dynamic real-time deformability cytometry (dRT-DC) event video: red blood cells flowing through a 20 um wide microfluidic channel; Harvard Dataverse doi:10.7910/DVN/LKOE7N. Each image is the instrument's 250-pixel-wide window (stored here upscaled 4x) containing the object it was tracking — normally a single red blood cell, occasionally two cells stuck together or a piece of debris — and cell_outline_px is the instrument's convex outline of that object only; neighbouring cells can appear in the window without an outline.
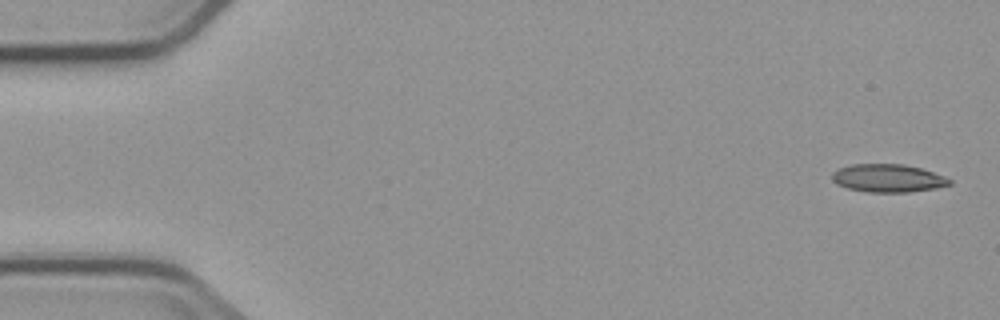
{"species": "common noctule bat (a hibernating species)", "species_latin": "Nyctalus noctula", "temperature_condition": "cold", "stored_images_in_passage": 4, "camera_frame_rate_fps": 3000, "um_per_image_px": 0.085, "animal": {"sex": "male", "body_mass_g": 23.1, "forearm_length_mm": 52.7}, "frame": {"image": 1, "passage_image": 1, "time_ms": 0.0, "image_size_px": [1000, 320], "cell_outline_px": [[952, 184], [936, 188], [908, 192], [868, 192], [848, 188], [836, 184], [832, 180], [832, 172], [840, 168], [852, 164], [904, 164], [920, 168], [944, 176], [952, 180]], "centroid_in_image_um": [75.47, 15.14], "position_along_channel_um": 9.5, "area_um2": 19.13}}